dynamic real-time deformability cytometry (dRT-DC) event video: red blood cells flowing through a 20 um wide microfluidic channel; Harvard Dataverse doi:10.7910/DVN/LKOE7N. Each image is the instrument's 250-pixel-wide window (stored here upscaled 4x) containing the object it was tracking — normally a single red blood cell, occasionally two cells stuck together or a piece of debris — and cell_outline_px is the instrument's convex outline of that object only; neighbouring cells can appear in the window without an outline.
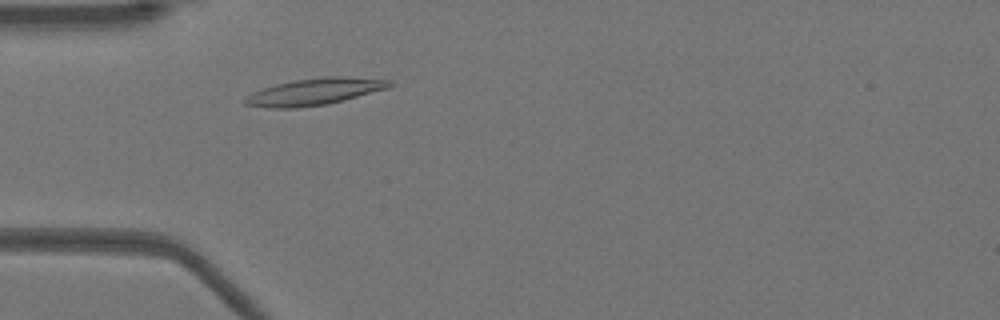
{"species": "Egyptian fruit bat (a non-hibernating species)", "species_latin": "Rousettus aegyptiacus", "temperature_condition": "warm", "stored_images_in_passage": 45, "camera_frame_rate_fps": 3000, "um_per_image_px": 0.085, "animal": {"sex": "female"}, "frame": {"image": 1, "passage_image": 9, "time_ms": 2.667, "image_size_px": [1000, 320], "cell_outline_px": [[396, 84], [388, 88], [344, 100], [328, 104], [296, 108], [268, 108], [244, 104], [240, 100], [252, 92], [276, 84], [292, 80], [328, 76], [348, 76], [392, 80]], "centroid_in_image_um": [26.74, 7.79], "position_along_channel_um": 58.3, "area_um2": 22.83}}
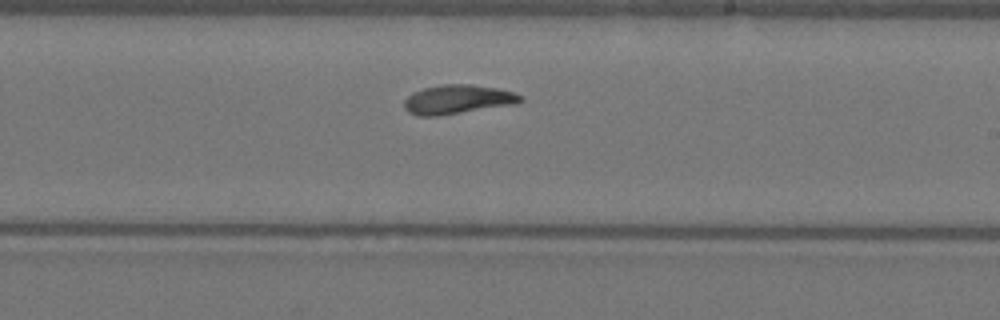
{"frame": {"image": 2, "passage_image": 24, "time_ms": 7.667, "image_size_px": [1000, 320], "cell_outline_px": [[524, 100], [520, 104], [440, 116], [416, 116], [408, 112], [404, 108], [404, 100], [412, 92], [424, 88], [444, 84], [472, 84], [496, 88], [512, 92], [524, 96]], "centroid_in_image_um": [38.94, 8.47], "position_along_channel_um": 250.1, "area_um2": 20.17}}
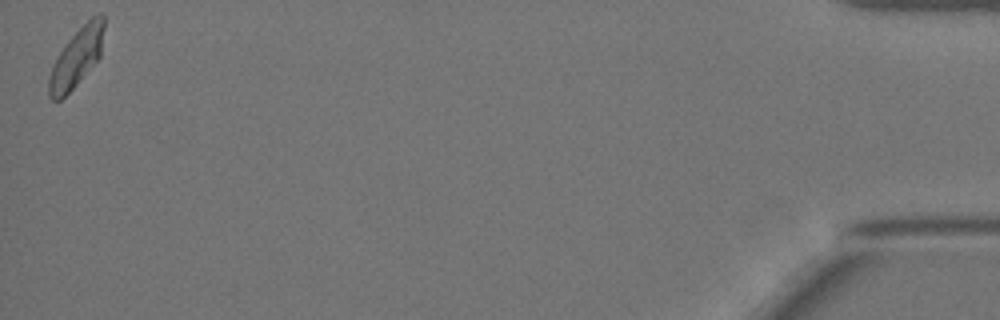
{"frame": {"image": 3, "passage_image": 45, "time_ms": 14.667, "image_size_px": [1000, 320], "cell_outline_px": [[104, 28], [100, 56], [76, 84], [60, 100], [52, 100], [48, 96], [48, 76], [60, 52], [68, 40], [92, 16], [100, 12], [104, 16]], "centroid_in_image_um": [6.5, 4.89], "position_along_channel_um": 428.7, "area_um2": 18.32}, "authors_computed_cell_mechanics": {"area_um2": 19.2474, "velocity_mm_per_s": 3.9061, "shape_relaxation_time_tau1_ms": 4.4595, "shape_relaxation_time_tau2_ms": 1.7952, "deformation_change_tau1": 0.1507, "deformation_change_tau2": 0.0736}}